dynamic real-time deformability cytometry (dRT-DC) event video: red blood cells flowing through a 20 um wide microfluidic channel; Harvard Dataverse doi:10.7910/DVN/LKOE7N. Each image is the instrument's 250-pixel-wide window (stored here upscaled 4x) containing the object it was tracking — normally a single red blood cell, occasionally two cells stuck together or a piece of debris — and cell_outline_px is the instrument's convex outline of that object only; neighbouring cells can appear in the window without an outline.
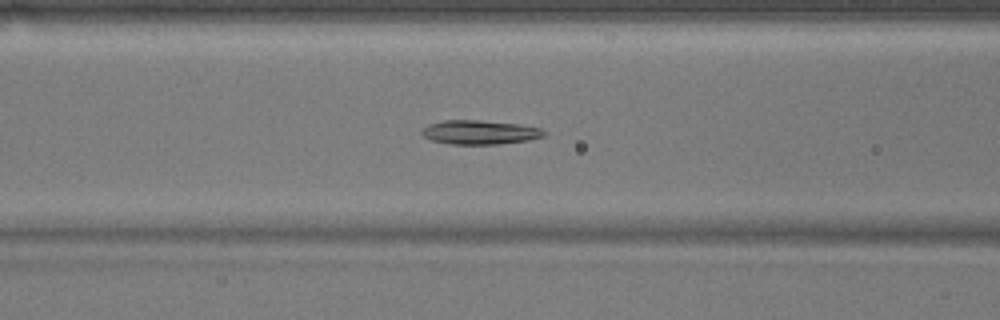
{"species": "common noctule bat (a hibernating species)", "species_latin": "Nyctalus noctula", "temperature_condition": "warm", "stored_images_in_passage": 53, "camera_frame_rate_fps": 3000, "um_per_image_px": 0.085, "animal": {"sex": "male", "body_mass_g": 17.9}, "frame": {"image": 1, "passage_image": 21, "time_ms": 6.667, "image_size_px": [1000, 320], "cell_outline_px": [[548, 132], [544, 136], [528, 140], [500, 144], [452, 144], [432, 140], [424, 136], [420, 132], [428, 124], [444, 120], [480, 120], [516, 124], [540, 128]], "centroid_in_image_um": [40.79, 11.24], "position_along_channel_um": 125.8, "area_um2": 17.05}}
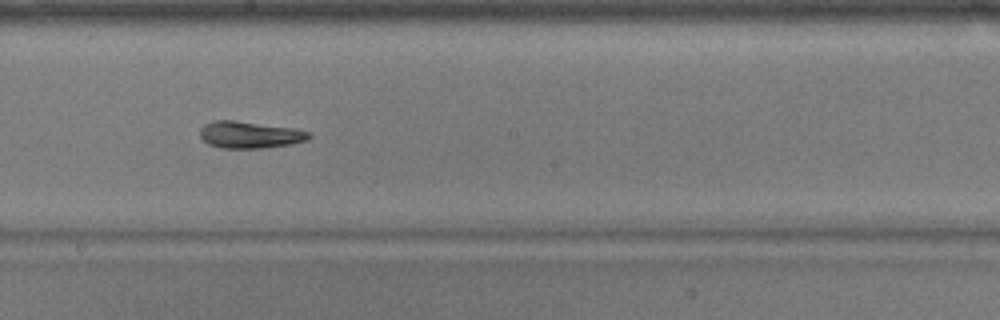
{"frame": {"image": 2, "passage_image": 29, "time_ms": 9.333, "image_size_px": [1000, 320], "cell_outline_px": [[312, 136], [308, 140], [292, 144], [260, 148], [220, 148], [208, 144], [200, 136], [200, 128], [204, 124], [212, 120], [232, 120], [296, 128], [308, 132]], "centroid_in_image_um": [21.23, 11.45], "position_along_channel_um": 227.0, "area_um2": 17.17}}
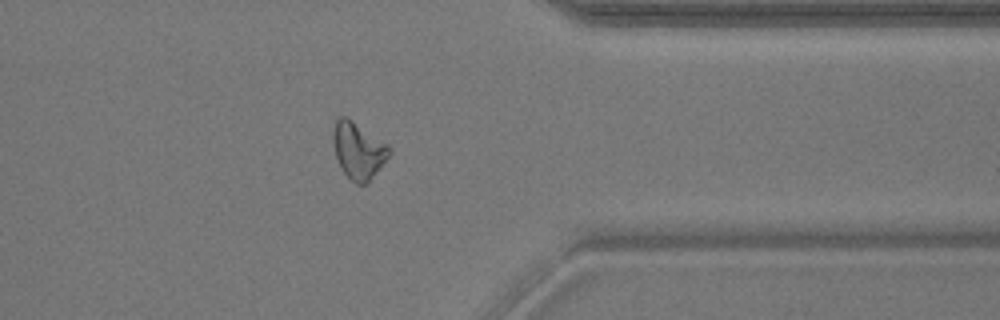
{"frame": {"image": 3, "passage_image": 42, "time_ms": 13.667, "image_size_px": [1000, 320], "cell_outline_px": [[392, 152], [372, 176], [364, 184], [356, 184], [340, 168], [336, 156], [332, 140], [332, 132], [336, 120], [340, 116], [348, 116], [388, 144], [392, 148]], "centroid_in_image_um": [30.44, 12.73], "position_along_channel_um": 381.0, "area_um2": 18.5}, "authors_computed_cell_mechanics": {"area_um2": 18.207, "velocity_mm_per_s": 3.7954, "shape_relaxation_time_tau1_ms": null, "shape_relaxation_time_tau2_ms": 3.4638, "deformation_change_tau1": null, "deformation_change_tau2": 0.1129}}